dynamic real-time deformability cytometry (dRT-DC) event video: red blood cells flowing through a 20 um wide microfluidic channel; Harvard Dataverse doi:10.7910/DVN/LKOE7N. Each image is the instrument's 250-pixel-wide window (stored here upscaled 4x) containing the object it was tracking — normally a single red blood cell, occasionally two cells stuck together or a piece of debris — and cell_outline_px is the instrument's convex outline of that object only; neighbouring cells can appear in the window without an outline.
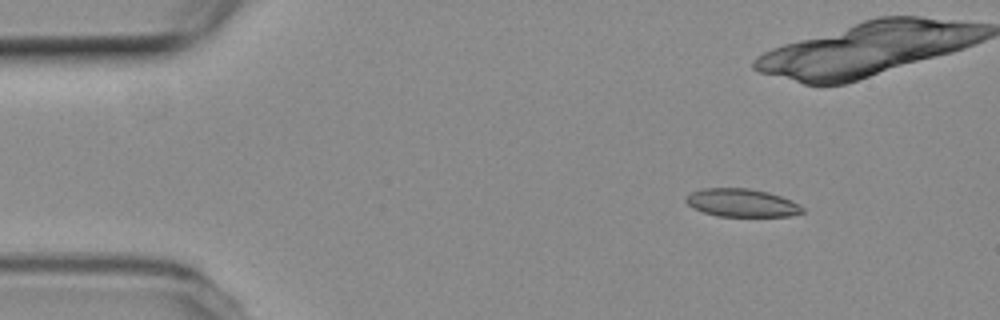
{"species": "common noctule bat (a hibernating species)", "species_latin": "Nyctalus noctula", "temperature_condition": "room temperature", "stored_images_in_passage": 6, "camera_frame_rate_fps": 3000, "um_per_image_px": 0.085, "animal": {"sex": "female", "body_mass_g": 19.3, "forearm_length_mm": 54.1}, "frame": {"image": 1, "passage_image": 2, "time_ms": 0.333, "image_size_px": [1000, 320], "cell_outline_px": [[804, 212], [788, 216], [716, 216], [692, 208], [684, 200], [692, 192], [704, 188], [748, 188], [768, 192], [792, 200], [800, 204], [804, 208]], "centroid_in_image_um": [63.07, 17.24], "position_along_channel_um": 21.9, "area_um2": 19.02}}
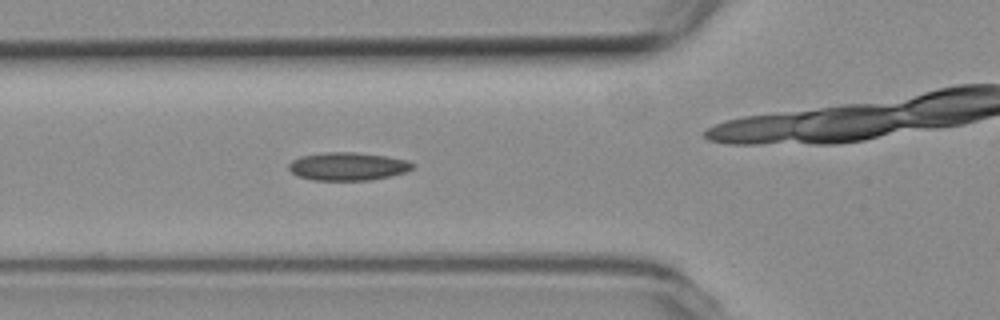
{"frame": {"image": 2, "passage_image": 5, "time_ms": 1.333, "image_size_px": [1000, 320], "cell_outline_px": [[412, 168], [404, 172], [392, 176], [372, 180], [312, 180], [296, 176], [288, 168], [288, 164], [292, 160], [300, 156], [324, 152], [352, 152], [384, 156], [408, 160], [412, 164]], "centroid_in_image_um": [29.51, 14.15], "position_along_channel_um": 96.3, "area_um2": 20.23}}